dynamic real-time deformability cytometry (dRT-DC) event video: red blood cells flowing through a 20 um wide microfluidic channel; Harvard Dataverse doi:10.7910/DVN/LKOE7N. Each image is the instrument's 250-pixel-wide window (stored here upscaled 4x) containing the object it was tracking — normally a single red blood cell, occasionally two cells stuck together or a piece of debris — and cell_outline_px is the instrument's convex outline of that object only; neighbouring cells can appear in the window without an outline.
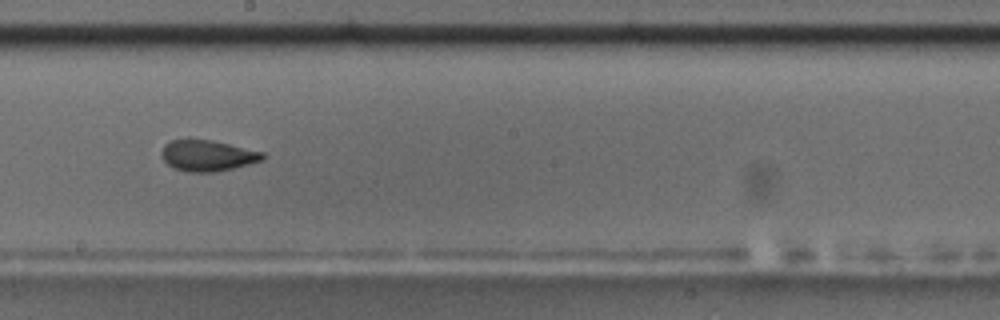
{"species": "common noctule bat (a hibernating species)", "species_latin": "Nyctalus noctula", "temperature_condition": "room temperature", "stored_images_in_passage": 10, "camera_frame_rate_fps": 3000, "um_per_image_px": 0.085, "animal": {"sex": "male", "body_mass_g": 17.5, "forearm_length_mm": 52.3}, "frame": {"image": 1, "passage_image": 9, "time_ms": 9.667, "image_size_px": [1000, 320], "cell_outline_px": [[264, 160], [216, 172], [188, 172], [172, 168], [164, 160], [160, 152], [164, 144], [168, 140], [188, 136], [212, 140], [264, 152]], "centroid_in_image_um": [17.56, 13.18], "position_along_channel_um": 230.6, "area_um2": 18.9}}